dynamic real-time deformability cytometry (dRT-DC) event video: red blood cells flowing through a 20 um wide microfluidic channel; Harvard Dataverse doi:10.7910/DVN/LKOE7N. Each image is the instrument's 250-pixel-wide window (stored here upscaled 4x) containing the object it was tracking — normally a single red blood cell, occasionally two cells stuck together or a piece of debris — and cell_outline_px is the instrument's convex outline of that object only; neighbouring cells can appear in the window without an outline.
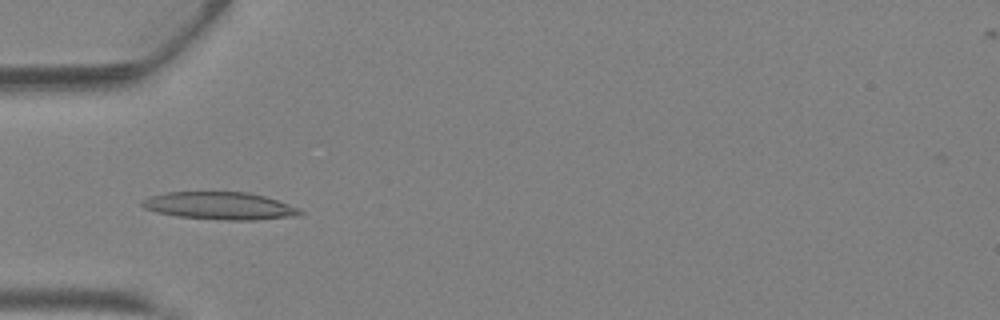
{"species": "Egyptian fruit bat (a non-hibernating species)", "species_latin": "Rousettus aegyptiacus", "temperature_condition": "warm", "stored_images_in_passage": 41, "camera_frame_rate_fps": 3000, "um_per_image_px": 0.085, "animal": {"sex": "female"}, "frame": {"image": 1, "passage_image": 13, "time_ms": 4.0, "image_size_px": [1000, 320], "cell_outline_px": [[304, 212], [300, 216], [256, 220], [224, 220], [176, 216], [156, 212], [144, 208], [140, 204], [140, 200], [148, 196], [164, 192], [248, 192], [264, 196], [300, 208]], "centroid_in_image_um": [18.67, 17.49], "position_along_channel_um": 66.3, "area_um2": 25.61}}
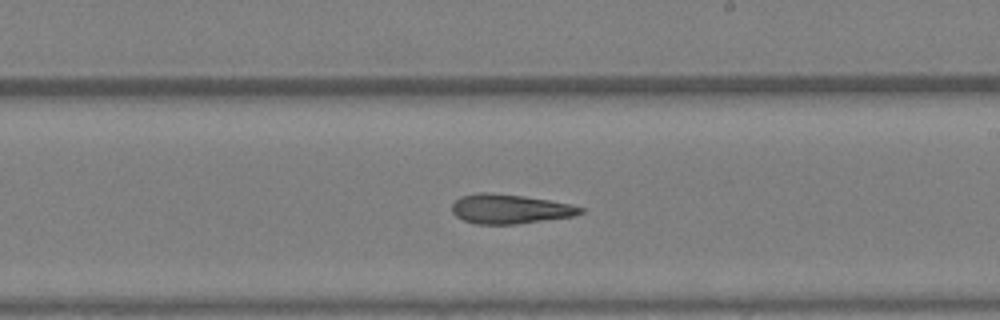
{"frame": {"image": 2, "passage_image": 24, "time_ms": 7.667, "image_size_px": [1000, 320], "cell_outline_px": [[584, 212], [576, 216], [516, 224], [476, 224], [464, 220], [456, 216], [452, 212], [452, 204], [460, 196], [480, 192], [488, 192], [524, 196], [572, 204], [584, 208]], "centroid_in_image_um": [43.36, 17.76], "position_along_channel_um": 245.6, "area_um2": 22.14}}
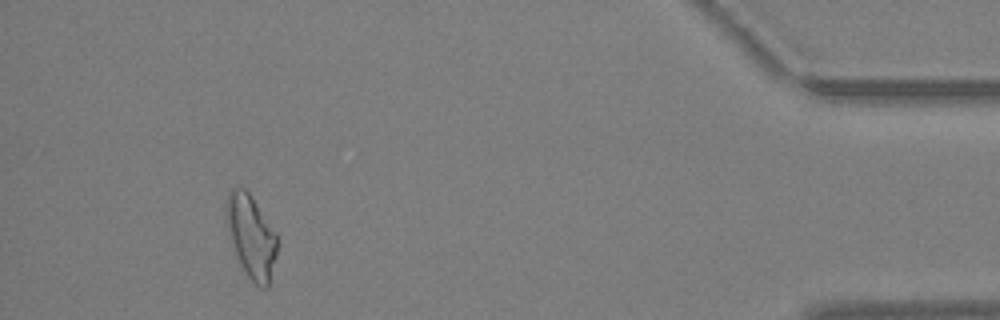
{"frame": {"image": 3, "passage_image": 38, "time_ms": 12.333, "image_size_px": [1000, 320], "cell_outline_px": [[280, 244], [268, 288], [260, 288], [244, 272], [228, 240], [224, 216], [224, 204], [228, 192], [232, 188], [244, 188], [252, 196], [276, 232], [280, 240]], "centroid_in_image_um": [21.33, 20.09], "position_along_channel_um": 413.9, "area_um2": 25.72}, "authors_computed_cell_mechanics": {"area_um2": 23.4668, "velocity_mm_per_s": 4.9268, "shape_relaxation_time_tau1_ms": null, "shape_relaxation_time_tau2_ms": 7.2301, "deformation_change_tau1": null, "deformation_change_tau2": 0.2193}}